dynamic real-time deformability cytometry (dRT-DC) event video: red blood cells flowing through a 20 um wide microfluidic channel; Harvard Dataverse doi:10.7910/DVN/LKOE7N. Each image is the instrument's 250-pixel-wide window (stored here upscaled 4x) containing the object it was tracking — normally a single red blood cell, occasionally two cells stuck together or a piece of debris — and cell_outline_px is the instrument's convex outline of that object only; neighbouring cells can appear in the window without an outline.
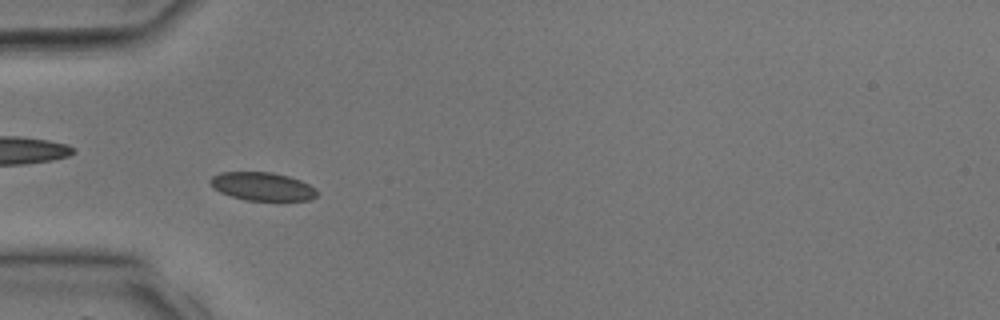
{"species": "common noctule bat (a hibernating species)", "species_latin": "Nyctalus noctula", "temperature_condition": "room temperature", "stored_images_in_passage": 3, "camera_frame_rate_fps": 3000, "um_per_image_px": 0.085, "animal": {"sex": "male", "body_mass_g": 17.9, "forearm_length_mm": 54.2}, "frame": {"image": 1, "passage_image": 3, "time_ms": 0.667, "image_size_px": [1000, 320], "cell_outline_px": [[316, 196], [308, 200], [244, 200], [220, 192], [212, 188], [208, 180], [212, 176], [220, 172], [272, 172], [288, 176], [300, 180], [316, 188]], "centroid_in_image_um": [22.25, 15.84], "position_along_channel_um": 62.7, "area_um2": 17.57}}